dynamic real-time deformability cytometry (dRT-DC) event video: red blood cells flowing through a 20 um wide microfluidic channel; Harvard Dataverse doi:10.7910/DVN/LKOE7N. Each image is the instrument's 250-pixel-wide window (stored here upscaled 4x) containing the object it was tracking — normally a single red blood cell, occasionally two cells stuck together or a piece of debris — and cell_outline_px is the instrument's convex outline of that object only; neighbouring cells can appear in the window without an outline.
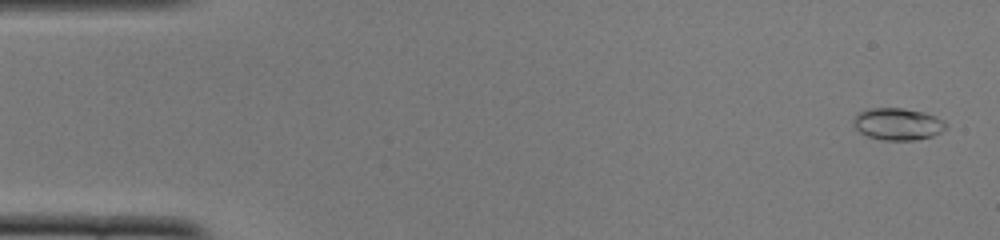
{"species": "common noctule bat (a hibernating species)", "species_latin": "Nyctalus noctula", "temperature_condition": "cold", "stored_images_in_passage": 48, "camera_frame_rate_fps": 3000, "um_per_image_px": 0.085, "animal": {"sex": "female", "body_mass_g": 22.0, "forearm_length_mm": 56.7}, "frame": {"image": 1, "passage_image": 2, "time_ms": 0.333, "image_size_px": [1000, 240], "cell_outline_px": [[948, 128], [932, 136], [916, 140], [880, 140], [868, 136], [860, 132], [852, 124], [852, 120], [860, 112], [872, 108], [904, 108], [924, 112], [936, 116], [944, 120], [948, 124]], "centroid_in_image_um": [76.34, 10.54], "position_along_channel_um": 8.7, "area_um2": 17.4}}
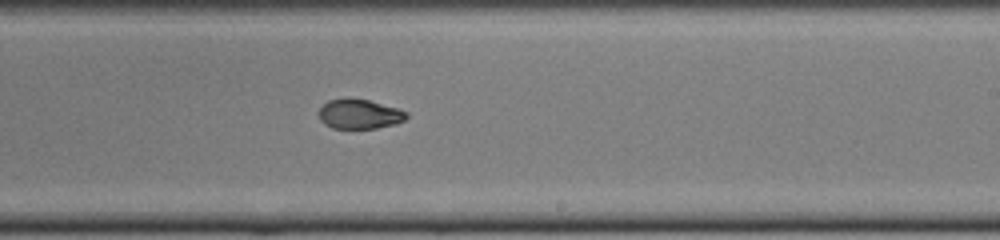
{"frame": {"image": 2, "passage_image": 31, "time_ms": 10.0, "image_size_px": [1000, 240], "cell_outline_px": [[408, 116], [404, 120], [396, 124], [376, 128], [332, 128], [324, 124], [320, 120], [320, 108], [328, 100], [348, 96], [368, 100], [400, 108], [408, 112]], "centroid_in_image_um": [30.57, 9.67], "position_along_channel_um": 258.4, "area_um2": 15.43}}
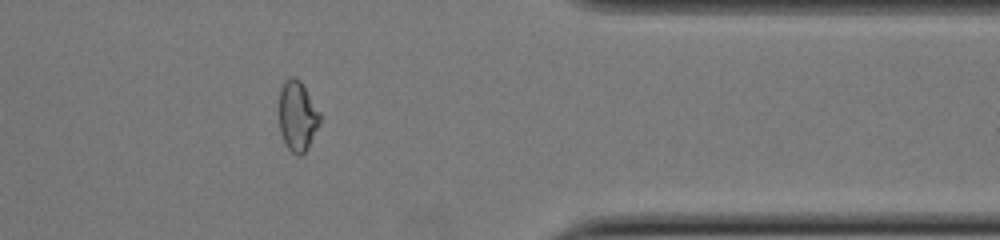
{"frame": {"image": 3, "passage_image": 42, "time_ms": 13.667, "image_size_px": [1000, 240], "cell_outline_px": [[320, 124], [308, 148], [300, 156], [296, 156], [288, 148], [280, 132], [280, 88], [284, 80], [292, 76], [300, 80], [320, 112]], "centroid_in_image_um": [25.29, 9.87], "position_along_channel_um": 386.1, "area_um2": 16.65}}